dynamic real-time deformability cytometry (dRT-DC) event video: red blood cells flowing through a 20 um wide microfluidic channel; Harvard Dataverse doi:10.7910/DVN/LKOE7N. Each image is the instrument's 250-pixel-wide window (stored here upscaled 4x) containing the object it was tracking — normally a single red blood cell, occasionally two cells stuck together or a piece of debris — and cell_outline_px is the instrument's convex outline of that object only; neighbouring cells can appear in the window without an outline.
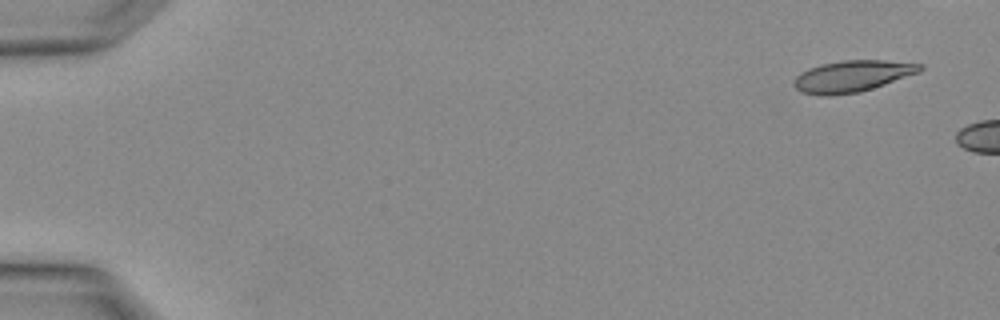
{"species": "Egyptian fruit bat (a non-hibernating species)", "species_latin": "Rousettus aegyptiacus", "temperature_condition": "warm", "stored_images_in_passage": 2, "segment_of_instrument_passage": [2, 2], "camera_frame_rate_fps": 3000, "um_per_image_px": 0.085, "animal": {"sex": "female"}, "frame": {"image": 1, "passage_image": 2, "time_ms": 0.333, "image_size_px": [1000, 320], "cell_outline_px": [[924, 68], [920, 72], [860, 92], [828, 96], [820, 96], [800, 92], [792, 84], [792, 80], [800, 72], [808, 68], [820, 64], [844, 60], [884, 60], [924, 64]], "centroid_in_image_um": [72.4, 6.48], "position_along_channel_um": 12.6, "area_um2": 23.35}}